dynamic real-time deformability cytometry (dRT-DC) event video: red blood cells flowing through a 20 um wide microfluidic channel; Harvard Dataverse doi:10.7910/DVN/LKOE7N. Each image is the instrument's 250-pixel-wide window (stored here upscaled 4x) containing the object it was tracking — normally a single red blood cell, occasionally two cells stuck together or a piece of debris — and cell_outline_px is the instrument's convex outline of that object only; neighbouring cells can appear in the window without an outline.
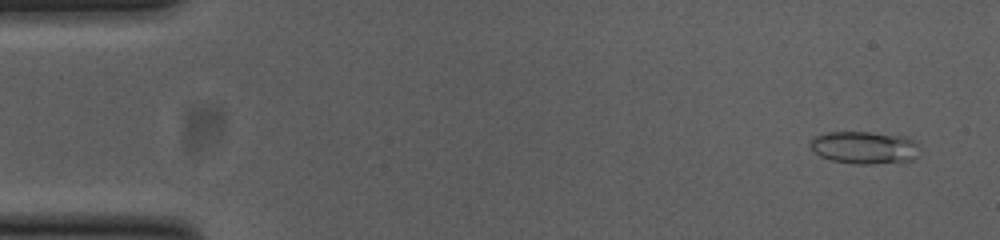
{"species": "common noctule bat (a hibernating species)", "species_latin": "Nyctalus noctula", "temperature_condition": "cold", "stored_images_in_passage": 53, "camera_frame_rate_fps": 3000, "um_per_image_px": 0.085, "animal": {"sex": "female", "body_mass_g": 23.0, "forearm_length_mm": 53.4}, "frame": {"image": 1, "passage_image": 3, "time_ms": 0.667, "image_size_px": [1000, 240], "cell_outline_px": [[916, 156], [912, 160], [872, 164], [856, 164], [832, 160], [820, 156], [808, 144], [816, 136], [828, 132], [868, 132], [904, 136], [912, 140], [916, 144]], "centroid_in_image_um": [73.44, 12.54], "position_along_channel_um": 11.6, "area_um2": 20.35}}
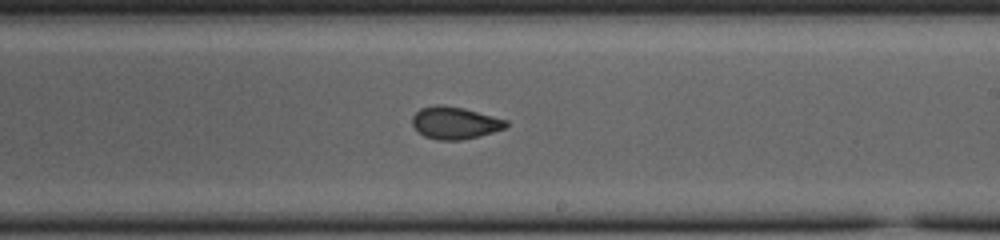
{"frame": {"image": 2, "passage_image": 31, "time_ms": 10.0, "image_size_px": [1000, 240], "cell_outline_px": [[508, 124], [504, 128], [492, 132], [460, 140], [440, 140], [424, 136], [412, 124], [412, 116], [420, 108], [436, 104], [440, 104], [464, 108], [508, 120]], "centroid_in_image_um": [38.64, 10.42], "position_along_channel_um": 250.4, "area_um2": 17.46}}
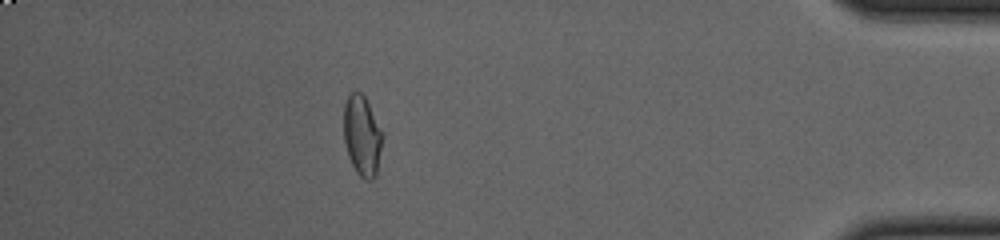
{"frame": {"image": 3, "passage_image": 47, "time_ms": 15.333, "image_size_px": [1000, 240], "cell_outline_px": [[384, 136], [376, 176], [372, 180], [364, 180], [356, 172], [348, 156], [344, 140], [344, 104], [348, 92], [356, 88], [364, 96], [384, 132]], "centroid_in_image_um": [30.79, 11.5], "position_along_channel_um": 404.4, "area_um2": 18.67}, "authors_computed_cell_mechanics": {"area_um2": 17.918, "velocity_mm_per_s": 3.8204, "shape_relaxation_time_tau1_ms": null, "shape_relaxation_time_tau2_ms": 1.3628, "deformation_change_tau1": null, "deformation_change_tau2": 0.0673}}